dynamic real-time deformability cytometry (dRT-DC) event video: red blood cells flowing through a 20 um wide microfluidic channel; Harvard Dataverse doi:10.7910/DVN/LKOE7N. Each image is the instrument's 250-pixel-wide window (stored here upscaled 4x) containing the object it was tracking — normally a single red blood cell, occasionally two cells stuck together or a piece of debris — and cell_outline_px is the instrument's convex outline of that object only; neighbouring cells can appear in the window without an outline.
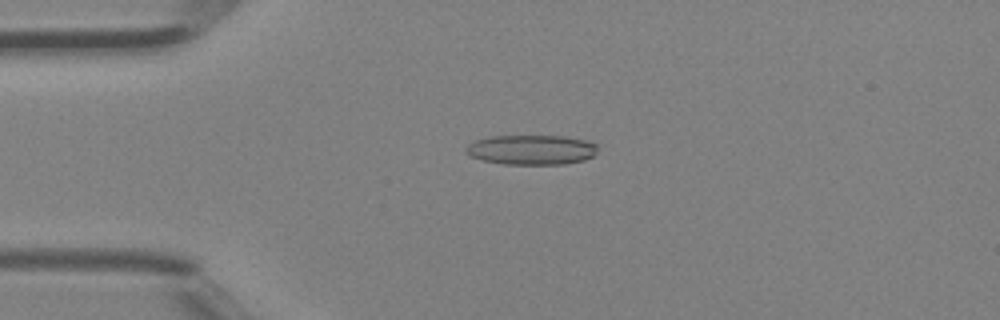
{"species": "Egyptian fruit bat (a non-hibernating species)", "species_latin": "Rousettus aegyptiacus", "temperature_condition": "room temperature", "stored_images_in_passage": 5, "camera_frame_rate_fps": 3000, "um_per_image_px": 0.085, "animal": {"sex": "female"}, "frame": {"image": 1, "passage_image": 3, "time_ms": 0.667, "image_size_px": [1000, 320], "cell_outline_px": [[600, 144], [596, 152], [592, 156], [584, 160], [564, 164], [504, 164], [484, 160], [472, 156], [464, 148], [468, 144], [476, 140], [488, 136], [564, 136], [584, 140]], "centroid_in_image_um": [45.21, 12.72], "position_along_channel_um": 39.8, "area_um2": 22.83}}
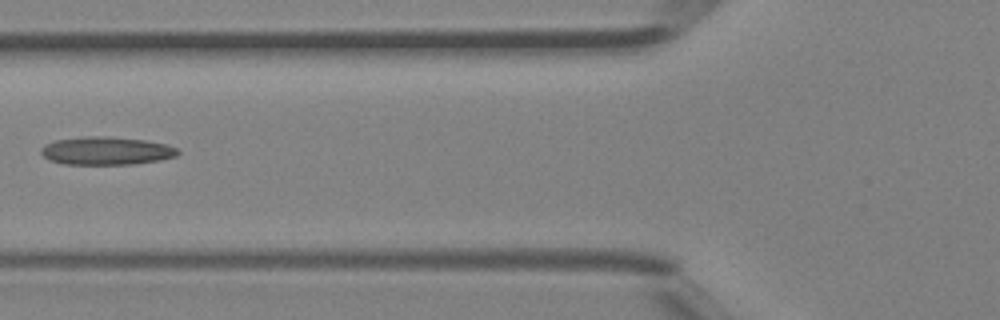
{"frame": {"image": 2, "passage_image": 5, "time_ms": 1.333, "image_size_px": [1000, 320], "cell_outline_px": [[180, 152], [176, 156], [160, 160], [132, 164], [64, 164], [52, 160], [44, 156], [40, 152], [40, 148], [44, 144], [56, 140], [84, 136], [104, 136], [144, 140], [164, 144], [176, 148]], "centroid_in_image_um": [9.01, 12.81], "position_along_channel_um": 116.8, "area_um2": 22.2}}